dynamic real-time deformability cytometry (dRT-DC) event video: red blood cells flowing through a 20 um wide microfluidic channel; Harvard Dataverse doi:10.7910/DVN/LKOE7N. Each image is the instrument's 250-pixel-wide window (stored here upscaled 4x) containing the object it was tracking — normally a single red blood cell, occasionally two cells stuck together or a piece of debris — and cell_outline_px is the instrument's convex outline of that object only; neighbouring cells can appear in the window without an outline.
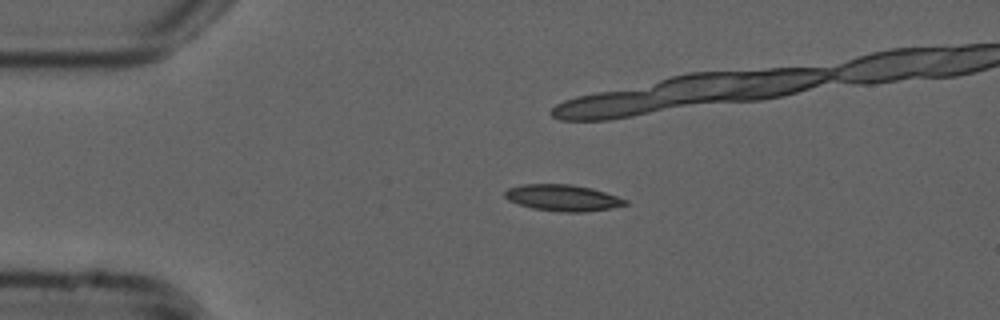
{"species": "common noctule bat (a hibernating species)", "species_latin": "Nyctalus noctula", "temperature_condition": "cold", "stored_images_in_passage": 51, "camera_frame_rate_fps": 3000, "um_per_image_px": 0.085, "animal": {"sex": "male", "forearm_length_mm": 52.5}, "frame": {"image": 1, "passage_image": 8, "time_ms": 2.333, "image_size_px": [1000, 320], "cell_outline_px": [[628, 204], [608, 208], [584, 212], [560, 212], [532, 208], [508, 200], [504, 196], [504, 192], [508, 188], [524, 184], [572, 184], [592, 188], [628, 200]], "centroid_in_image_um": [47.82, 16.81], "position_along_channel_um": 37.2, "area_um2": 18.38}}